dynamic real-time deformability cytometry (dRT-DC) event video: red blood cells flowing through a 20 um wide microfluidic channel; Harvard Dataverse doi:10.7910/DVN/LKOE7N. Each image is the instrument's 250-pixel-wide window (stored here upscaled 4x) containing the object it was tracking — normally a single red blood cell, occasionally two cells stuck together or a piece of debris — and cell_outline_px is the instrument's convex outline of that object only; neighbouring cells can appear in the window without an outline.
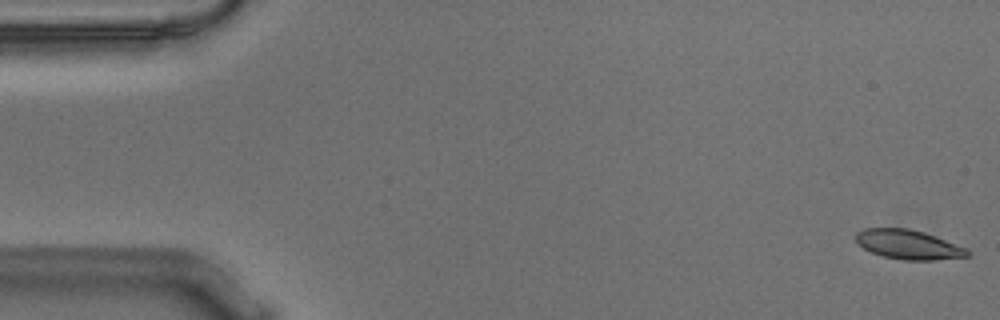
{"species": "Egyptian fruit bat (a non-hibernating species)", "species_latin": "Rousettus aegyptiacus", "temperature_condition": "warm", "stored_images_in_passage": 55, "camera_frame_rate_fps": 3000, "um_per_image_px": 0.085, "animal": {"sex": "male"}, "frame": {"image": 1, "passage_image": 1, "time_ms": 0.0, "image_size_px": [1000, 320], "cell_outline_px": [[972, 252], [968, 256], [936, 260], [904, 260], [884, 256], [872, 252], [864, 248], [856, 240], [856, 232], [864, 228], [908, 228], [924, 232], [968, 248]], "centroid_in_image_um": [77.25, 20.78], "position_along_channel_um": 7.7, "area_um2": 19.07}}
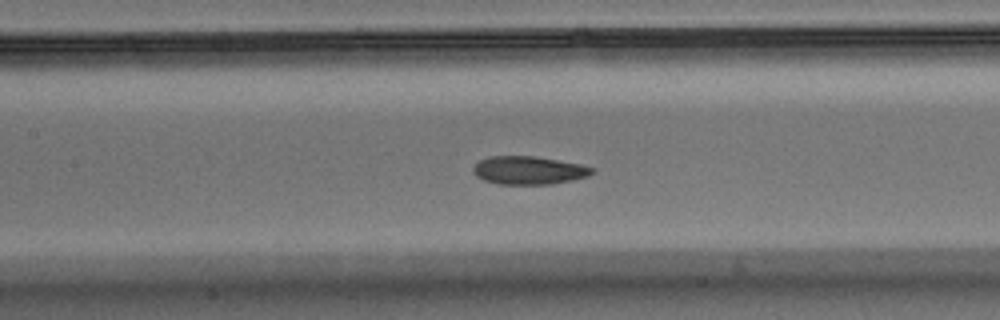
{"frame": {"image": 2, "passage_image": 25, "time_ms": 8.0, "image_size_px": [1000, 320], "cell_outline_px": [[596, 172], [588, 176], [572, 180], [552, 184], [500, 184], [484, 180], [476, 176], [472, 172], [472, 168], [480, 160], [488, 156], [536, 156], [580, 164], [596, 168]], "centroid_in_image_um": [44.96, 14.47], "position_along_channel_um": 162.4, "area_um2": 19.65}}
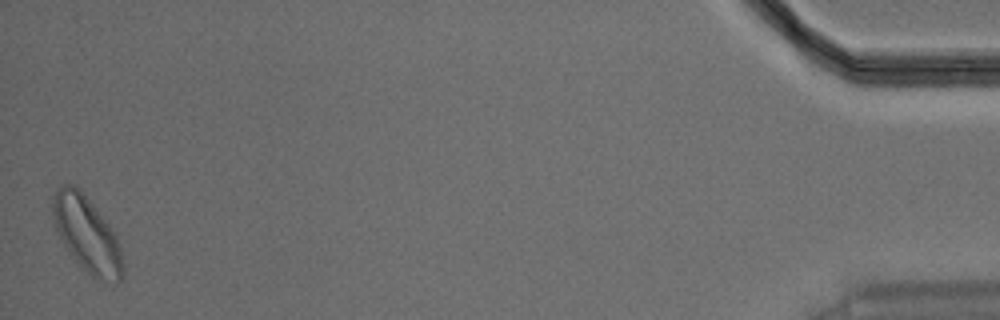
{"frame": {"image": 3, "passage_image": 55, "time_ms": 18.0, "image_size_px": [1000, 320], "cell_outline_px": [[124, 272], [120, 280], [116, 284], [96, 280], [72, 256], [56, 232], [52, 224], [52, 196], [56, 188], [60, 184], [72, 184], [80, 188], [112, 228], [116, 236], [120, 248], [124, 264]], "centroid_in_image_um": [7.37, 19.9], "position_along_channel_um": 427.8, "area_um2": 31.33}, "authors_computed_cell_mechanics": {"area_um2": 19.9988, "velocity_mm_per_s": 3.6002, "shape_relaxation_time_tau1_ms": 5.2635, "shape_relaxation_time_tau2_ms": 2.7329, "deformation_change_tau1": 0.1496, "deformation_change_tau2": 0.0696}}